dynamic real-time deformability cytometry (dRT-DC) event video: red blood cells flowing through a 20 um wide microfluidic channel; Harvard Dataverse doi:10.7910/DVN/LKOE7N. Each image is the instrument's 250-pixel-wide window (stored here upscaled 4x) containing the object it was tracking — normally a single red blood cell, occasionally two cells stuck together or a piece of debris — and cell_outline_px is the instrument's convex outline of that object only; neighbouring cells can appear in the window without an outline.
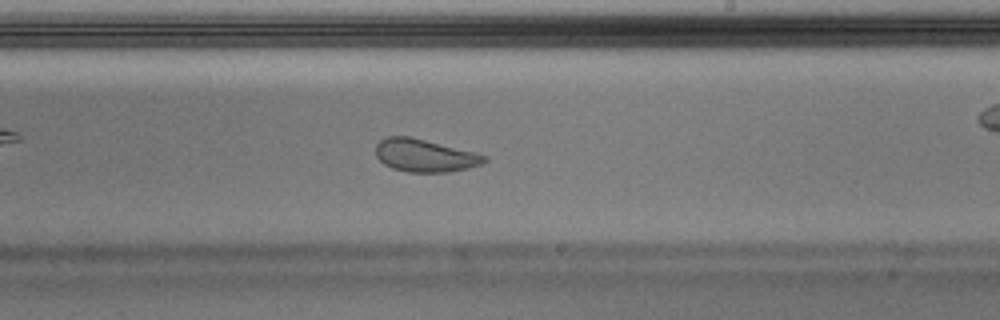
{"species": "Egyptian fruit bat (a non-hibernating species)", "species_latin": "Rousettus aegyptiacus", "temperature_condition": "warm", "stored_images_in_passage": 50, "camera_frame_rate_fps": 3000, "um_per_image_px": 0.085, "animal": {"sex": "male"}, "frame": {"image": 1, "passage_image": 29, "time_ms": 9.333, "image_size_px": [1000, 320], "cell_outline_px": [[488, 160], [480, 164], [468, 168], [448, 172], [408, 172], [392, 168], [384, 164], [376, 156], [376, 144], [380, 140], [388, 136], [412, 136], [476, 152], [488, 156]], "centroid_in_image_um": [36.12, 13.2], "position_along_channel_um": 252.9, "area_um2": 20.92}, "authors_computed_cell_mechanics": {"area_um2": 22.1952, "velocity_mm_per_s": 4.0284, "shape_relaxation_time_tau1_ms": 6.5888, "shape_relaxation_time_tau2_ms": 0.6758, "deformation_change_tau1": 0.1478, "deformation_change_tau2": 0.0533}}